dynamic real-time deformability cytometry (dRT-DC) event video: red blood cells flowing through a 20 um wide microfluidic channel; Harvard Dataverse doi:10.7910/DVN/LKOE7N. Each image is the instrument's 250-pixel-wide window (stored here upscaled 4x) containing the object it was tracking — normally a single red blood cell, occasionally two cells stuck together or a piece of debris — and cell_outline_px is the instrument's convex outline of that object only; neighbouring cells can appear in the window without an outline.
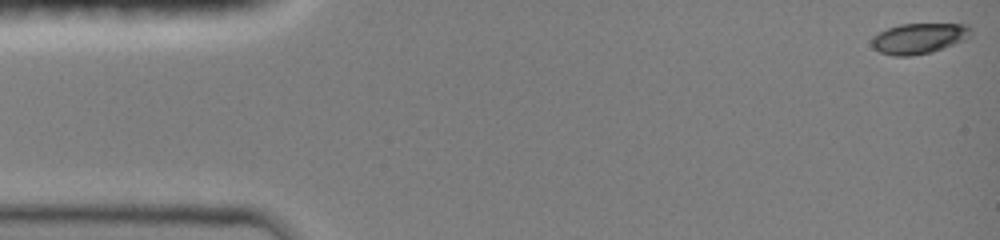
{"species": "common noctule bat (a hibernating species)", "species_latin": "Nyctalus noctula", "temperature_condition": "room temperature", "stored_images_in_passage": 46, "camera_frame_rate_fps": 3000, "um_per_image_px": 0.085, "animal": {"sex": "female", "body_mass_g": 19.0, "forearm_length_mm": 51.5}, "frame": {"image": 1, "passage_image": 1, "time_ms": 0.0, "image_size_px": [1000, 240], "cell_outline_px": [[972, 32], [964, 40], [932, 52], [908, 56], [896, 56], [880, 52], [872, 48], [872, 40], [880, 32], [888, 28], [900, 24], [968, 24]], "centroid_in_image_um": [78.12, 3.26], "position_along_channel_um": 6.9, "area_um2": 17.4}}
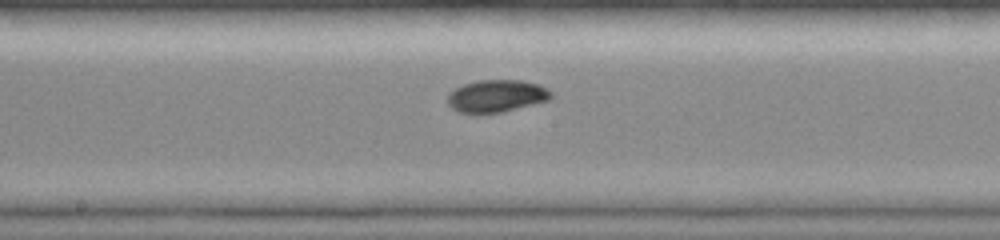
{"frame": {"image": 2, "passage_image": 25, "time_ms": 8.0, "image_size_px": [1000, 240], "cell_outline_px": [[552, 96], [548, 100], [500, 112], [460, 112], [452, 108], [448, 104], [448, 92], [464, 84], [476, 80], [520, 80], [540, 84], [548, 88], [552, 92]], "centroid_in_image_um": [42.21, 8.13], "position_along_channel_um": 206.0, "area_um2": 19.25}}
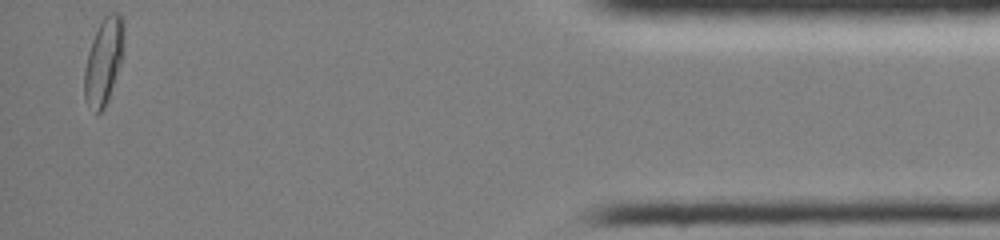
{"frame": {"image": 3, "passage_image": 46, "time_ms": 15.0, "image_size_px": [1000, 240], "cell_outline_px": [[124, 52], [108, 100], [104, 108], [96, 116], [84, 100], [84, 68], [88, 52], [92, 40], [104, 16], [108, 12], [116, 12], [124, 20]], "centroid_in_image_um": [8.81, 5.23], "position_along_channel_um": 426.4, "area_um2": 20.11}, "authors_computed_cell_mechanics": {"area_um2": 18.7272, "velocity_mm_per_s": 4.0345, "shape_relaxation_time_tau1_ms": 3.1707, "shape_relaxation_time_tau2_ms": 3.3082, "deformation_change_tau1": 0.1611, "deformation_change_tau2": 0.0405}}